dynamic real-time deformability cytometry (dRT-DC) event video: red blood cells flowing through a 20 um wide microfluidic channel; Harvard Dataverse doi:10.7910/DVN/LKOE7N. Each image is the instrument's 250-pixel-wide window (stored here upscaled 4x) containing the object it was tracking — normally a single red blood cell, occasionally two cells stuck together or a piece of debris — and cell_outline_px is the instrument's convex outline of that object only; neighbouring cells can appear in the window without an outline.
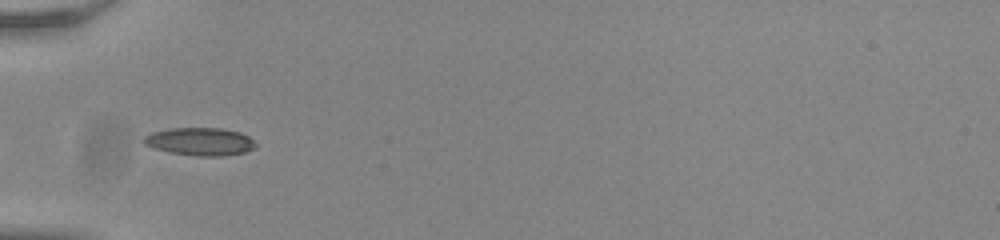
{"species": "common noctule bat (a hibernating species)", "species_latin": "Nyctalus noctula", "temperature_condition": "room temperature", "stored_images_in_passage": 36, "camera_frame_rate_fps": 3000, "um_per_image_px": 0.085, "animal": {"sex": "male", "body_mass_g": 20.0, "forearm_length_mm": 53.3}, "frame": {"image": 1, "passage_image": 1, "time_ms": 0.0, "image_size_px": [1000, 240], "cell_outline_px": [[256, 144], [252, 148], [244, 152], [224, 156], [196, 156], [172, 152], [152, 148], [144, 144], [144, 136], [152, 132], [172, 128], [220, 128], [240, 132], [248, 136]], "centroid_in_image_um": [16.98, 12.03], "position_along_channel_um": 68.0, "area_um2": 17.98}}
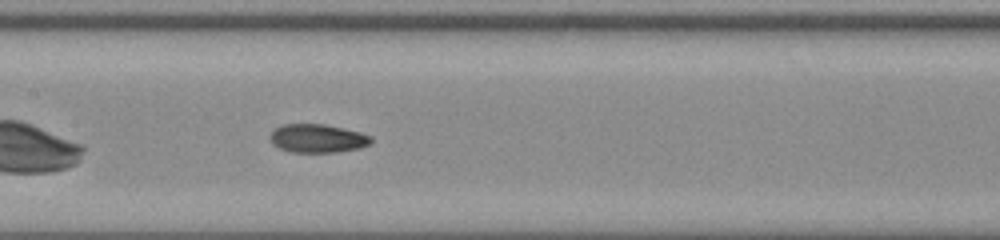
{"frame": {"image": 2, "passage_image": 10, "time_ms": 3.0, "image_size_px": [1000, 240], "cell_outline_px": [[372, 144], [360, 148], [332, 152], [292, 152], [280, 148], [272, 144], [268, 136], [272, 128], [280, 124], [324, 124], [360, 132], [372, 136]], "centroid_in_image_um": [26.95, 11.75], "position_along_channel_um": 180.5, "area_um2": 16.99}}
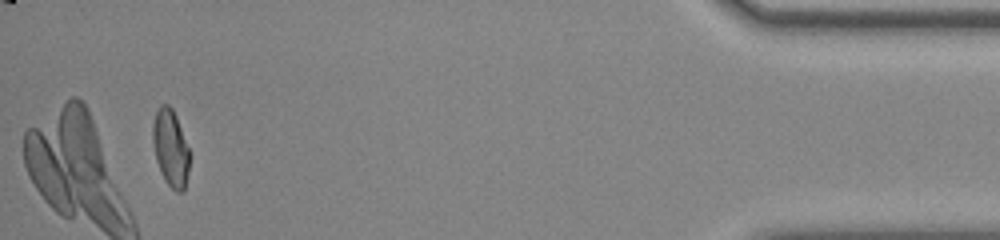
{"frame": {"image": 3, "passage_image": 34, "time_ms": 11.0, "image_size_px": [1000, 240], "cell_outline_px": [[188, 172], [184, 192], [176, 192], [164, 180], [160, 172], [156, 160], [152, 140], [152, 124], [156, 112], [160, 104], [168, 104], [172, 108], [176, 116], [188, 148]], "centroid_in_image_um": [14.47, 12.59], "position_along_channel_um": 420.7, "area_um2": 16.42}, "authors_computed_cell_mechanics": {"area_um2": 16.7909, "velocity_mm_per_s": 3.8072, "shape_relaxation_time_tau1_ms": 6.0683, "shape_relaxation_time_tau2_ms": 1.6868, "deformation_change_tau1": 0.1772, "deformation_change_tau2": 0.0679}}